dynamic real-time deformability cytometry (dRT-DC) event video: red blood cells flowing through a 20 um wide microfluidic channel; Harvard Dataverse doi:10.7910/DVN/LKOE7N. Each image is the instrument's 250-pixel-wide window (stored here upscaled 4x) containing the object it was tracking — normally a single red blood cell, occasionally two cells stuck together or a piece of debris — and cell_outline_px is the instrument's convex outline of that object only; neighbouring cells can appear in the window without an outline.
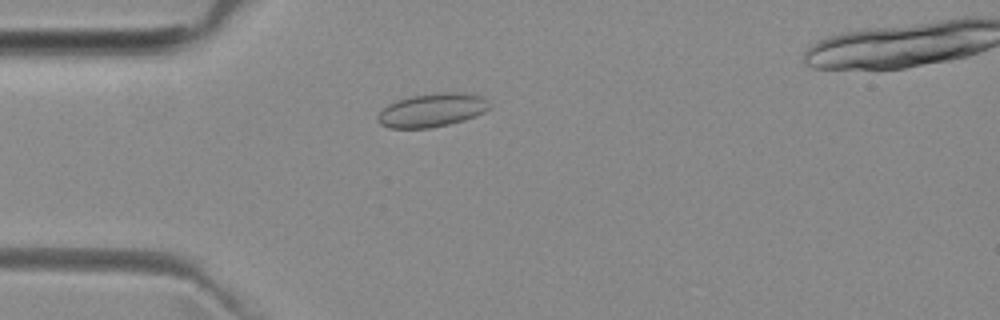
{"species": "common noctule bat (a hibernating species)", "species_latin": "Nyctalus noctula", "temperature_condition": "room temperature", "stored_images_in_passage": 4, "camera_frame_rate_fps": 3000, "um_per_image_px": 0.085, "animal": {"sex": "female", "body_mass_g": 29.2, "forearm_length_mm": 56.3}, "frame": {"image": 1, "passage_image": 3, "time_ms": 2.333, "image_size_px": [1000, 320], "cell_outline_px": [[492, 104], [484, 112], [476, 116], [464, 120], [448, 124], [428, 128], [388, 128], [380, 124], [376, 120], [376, 116], [388, 104], [396, 100], [408, 96], [444, 92], [464, 92], [480, 96]], "centroid_in_image_um": [36.7, 9.36], "position_along_channel_um": 48.3, "area_um2": 21.96}}